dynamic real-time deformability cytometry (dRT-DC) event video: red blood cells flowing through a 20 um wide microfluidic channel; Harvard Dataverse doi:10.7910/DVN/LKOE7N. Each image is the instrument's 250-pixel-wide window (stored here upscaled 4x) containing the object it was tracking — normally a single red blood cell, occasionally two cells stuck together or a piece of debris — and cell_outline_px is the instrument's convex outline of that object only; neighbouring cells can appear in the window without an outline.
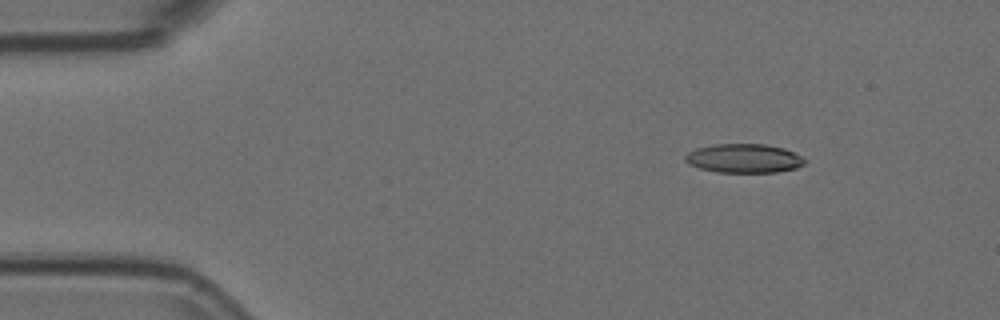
{"species": "Egyptian fruit bat (a non-hibernating species)", "species_latin": "Rousettus aegyptiacus", "temperature_condition": "room temperature", "stored_images_in_passage": 8, "camera_frame_rate_fps": 3000, "um_per_image_px": 0.085, "animal": {"sex": "female"}, "frame": {"image": 1, "passage_image": 2, "time_ms": 0.333, "image_size_px": [1000, 320], "cell_outline_px": [[808, 160], [804, 164], [796, 168], [776, 172], [716, 172], [700, 168], [688, 164], [684, 160], [684, 156], [688, 152], [696, 148], [712, 144], [764, 144], [784, 148]], "centroid_in_image_um": [63.21, 13.46], "position_along_channel_um": 21.8, "area_um2": 20.23}}
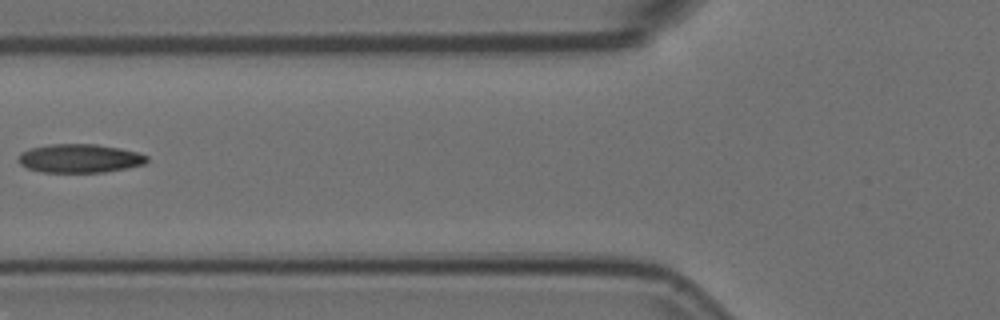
{"frame": {"image": 2, "passage_image": 6, "time_ms": 1.667, "image_size_px": [1000, 320], "cell_outline_px": [[148, 160], [144, 164], [128, 168], [104, 172], [40, 172], [28, 168], [20, 164], [16, 160], [20, 152], [32, 148], [52, 144], [96, 144], [120, 148], [136, 152], [148, 156]], "centroid_in_image_um": [6.76, 13.46], "position_along_channel_um": 119.0, "area_um2": 21.5}}
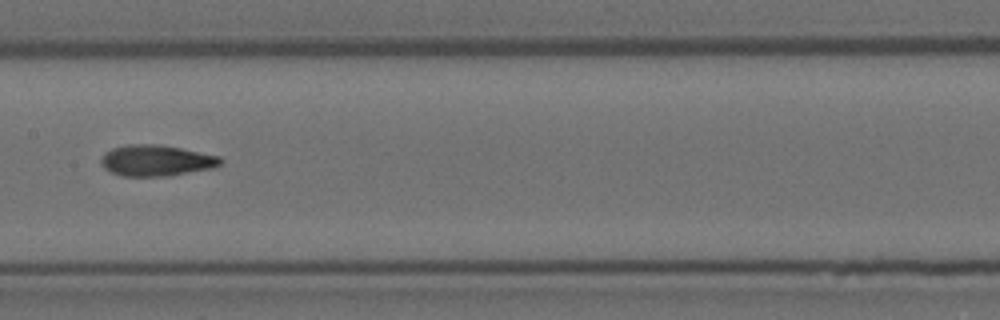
{"frame": {"image": 3, "passage_image": 8, "time_ms": 2.333, "image_size_px": [1000, 320], "cell_outline_px": [[224, 160], [216, 168], [168, 176], [120, 176], [104, 168], [100, 160], [112, 148], [132, 144], [160, 144], [220, 156]], "centroid_in_image_um": [13.34, 13.65], "position_along_channel_um": 194.1, "area_um2": 21.62}}